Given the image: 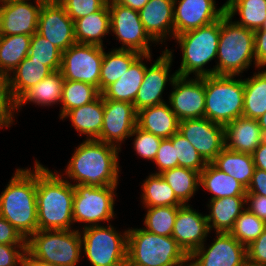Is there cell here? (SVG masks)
<instances>
[{
    "label": "cell",
    "instance_id": "cell-1",
    "mask_svg": "<svg viewBox=\"0 0 266 266\" xmlns=\"http://www.w3.org/2000/svg\"><path fill=\"white\" fill-rule=\"evenodd\" d=\"M54 173L37 161L38 230H71L74 185L57 171Z\"/></svg>",
    "mask_w": 266,
    "mask_h": 266
},
{
    "label": "cell",
    "instance_id": "cell-2",
    "mask_svg": "<svg viewBox=\"0 0 266 266\" xmlns=\"http://www.w3.org/2000/svg\"><path fill=\"white\" fill-rule=\"evenodd\" d=\"M75 148L65 170L66 179L76 182L73 185H119L121 149L98 140H85Z\"/></svg>",
    "mask_w": 266,
    "mask_h": 266
},
{
    "label": "cell",
    "instance_id": "cell-3",
    "mask_svg": "<svg viewBox=\"0 0 266 266\" xmlns=\"http://www.w3.org/2000/svg\"><path fill=\"white\" fill-rule=\"evenodd\" d=\"M14 173L0 194V216L27 240L38 230L37 160L34 170L18 168Z\"/></svg>",
    "mask_w": 266,
    "mask_h": 266
},
{
    "label": "cell",
    "instance_id": "cell-4",
    "mask_svg": "<svg viewBox=\"0 0 266 266\" xmlns=\"http://www.w3.org/2000/svg\"><path fill=\"white\" fill-rule=\"evenodd\" d=\"M126 266H188L189 256L172 236L128 229Z\"/></svg>",
    "mask_w": 266,
    "mask_h": 266
},
{
    "label": "cell",
    "instance_id": "cell-5",
    "mask_svg": "<svg viewBox=\"0 0 266 266\" xmlns=\"http://www.w3.org/2000/svg\"><path fill=\"white\" fill-rule=\"evenodd\" d=\"M218 62L213 67L214 75L239 76L253 64L256 67L254 53V31L236 22L225 13L220 18V37L218 44Z\"/></svg>",
    "mask_w": 266,
    "mask_h": 266
},
{
    "label": "cell",
    "instance_id": "cell-6",
    "mask_svg": "<svg viewBox=\"0 0 266 266\" xmlns=\"http://www.w3.org/2000/svg\"><path fill=\"white\" fill-rule=\"evenodd\" d=\"M220 37V19L193 30L174 36L182 51V62L176 70L177 76L195 77L214 75V69L204 66L217 57Z\"/></svg>",
    "mask_w": 266,
    "mask_h": 266
},
{
    "label": "cell",
    "instance_id": "cell-7",
    "mask_svg": "<svg viewBox=\"0 0 266 266\" xmlns=\"http://www.w3.org/2000/svg\"><path fill=\"white\" fill-rule=\"evenodd\" d=\"M26 252L34 259L55 266H76L82 253L77 230H37L26 240Z\"/></svg>",
    "mask_w": 266,
    "mask_h": 266
},
{
    "label": "cell",
    "instance_id": "cell-8",
    "mask_svg": "<svg viewBox=\"0 0 266 266\" xmlns=\"http://www.w3.org/2000/svg\"><path fill=\"white\" fill-rule=\"evenodd\" d=\"M235 77L229 75L204 76L205 118L225 126L243 116V79L236 80Z\"/></svg>",
    "mask_w": 266,
    "mask_h": 266
},
{
    "label": "cell",
    "instance_id": "cell-9",
    "mask_svg": "<svg viewBox=\"0 0 266 266\" xmlns=\"http://www.w3.org/2000/svg\"><path fill=\"white\" fill-rule=\"evenodd\" d=\"M81 230L82 249L92 266L127 265V230L120 234L111 224L89 226Z\"/></svg>",
    "mask_w": 266,
    "mask_h": 266
},
{
    "label": "cell",
    "instance_id": "cell-10",
    "mask_svg": "<svg viewBox=\"0 0 266 266\" xmlns=\"http://www.w3.org/2000/svg\"><path fill=\"white\" fill-rule=\"evenodd\" d=\"M117 187L74 185V223H84L83 228H86L101 225V221H112L115 217L114 204Z\"/></svg>",
    "mask_w": 266,
    "mask_h": 266
},
{
    "label": "cell",
    "instance_id": "cell-11",
    "mask_svg": "<svg viewBox=\"0 0 266 266\" xmlns=\"http://www.w3.org/2000/svg\"><path fill=\"white\" fill-rule=\"evenodd\" d=\"M104 47L74 43L62 52L60 71L65 80L85 82L100 92V71Z\"/></svg>",
    "mask_w": 266,
    "mask_h": 266
},
{
    "label": "cell",
    "instance_id": "cell-12",
    "mask_svg": "<svg viewBox=\"0 0 266 266\" xmlns=\"http://www.w3.org/2000/svg\"><path fill=\"white\" fill-rule=\"evenodd\" d=\"M110 30L122 44L119 49L134 50L141 54H151V42L137 10L123 6L115 0H108Z\"/></svg>",
    "mask_w": 266,
    "mask_h": 266
},
{
    "label": "cell",
    "instance_id": "cell-13",
    "mask_svg": "<svg viewBox=\"0 0 266 266\" xmlns=\"http://www.w3.org/2000/svg\"><path fill=\"white\" fill-rule=\"evenodd\" d=\"M202 244L188 258V266H244L247 247L230 233L216 232L213 243Z\"/></svg>",
    "mask_w": 266,
    "mask_h": 266
},
{
    "label": "cell",
    "instance_id": "cell-14",
    "mask_svg": "<svg viewBox=\"0 0 266 266\" xmlns=\"http://www.w3.org/2000/svg\"><path fill=\"white\" fill-rule=\"evenodd\" d=\"M178 132L193 145L206 163H211L225 147L224 125L205 117L179 121Z\"/></svg>",
    "mask_w": 266,
    "mask_h": 266
},
{
    "label": "cell",
    "instance_id": "cell-15",
    "mask_svg": "<svg viewBox=\"0 0 266 266\" xmlns=\"http://www.w3.org/2000/svg\"><path fill=\"white\" fill-rule=\"evenodd\" d=\"M170 50L165 48L150 68L146 66L143 82L133 103L136 111L165 102L162 94L166 84L168 81L172 84L177 77L176 72L169 74L173 62V52Z\"/></svg>",
    "mask_w": 266,
    "mask_h": 266
},
{
    "label": "cell",
    "instance_id": "cell-16",
    "mask_svg": "<svg viewBox=\"0 0 266 266\" xmlns=\"http://www.w3.org/2000/svg\"><path fill=\"white\" fill-rule=\"evenodd\" d=\"M171 86L169 103L179 121L205 117L204 76L194 79L177 76Z\"/></svg>",
    "mask_w": 266,
    "mask_h": 266
},
{
    "label": "cell",
    "instance_id": "cell-17",
    "mask_svg": "<svg viewBox=\"0 0 266 266\" xmlns=\"http://www.w3.org/2000/svg\"><path fill=\"white\" fill-rule=\"evenodd\" d=\"M37 32L61 52L76 43L74 21L57 0L43 2Z\"/></svg>",
    "mask_w": 266,
    "mask_h": 266
},
{
    "label": "cell",
    "instance_id": "cell-18",
    "mask_svg": "<svg viewBox=\"0 0 266 266\" xmlns=\"http://www.w3.org/2000/svg\"><path fill=\"white\" fill-rule=\"evenodd\" d=\"M104 115L99 141L121 148L137 126L134 104L103 99Z\"/></svg>",
    "mask_w": 266,
    "mask_h": 266
},
{
    "label": "cell",
    "instance_id": "cell-19",
    "mask_svg": "<svg viewBox=\"0 0 266 266\" xmlns=\"http://www.w3.org/2000/svg\"><path fill=\"white\" fill-rule=\"evenodd\" d=\"M0 0V36L34 35L43 2L35 0Z\"/></svg>",
    "mask_w": 266,
    "mask_h": 266
},
{
    "label": "cell",
    "instance_id": "cell-20",
    "mask_svg": "<svg viewBox=\"0 0 266 266\" xmlns=\"http://www.w3.org/2000/svg\"><path fill=\"white\" fill-rule=\"evenodd\" d=\"M224 14L225 4L217 9L215 0H174V36L211 24Z\"/></svg>",
    "mask_w": 266,
    "mask_h": 266
},
{
    "label": "cell",
    "instance_id": "cell-21",
    "mask_svg": "<svg viewBox=\"0 0 266 266\" xmlns=\"http://www.w3.org/2000/svg\"><path fill=\"white\" fill-rule=\"evenodd\" d=\"M209 233L206 215L190 207V204L178 209L172 237L188 256L206 242Z\"/></svg>",
    "mask_w": 266,
    "mask_h": 266
},
{
    "label": "cell",
    "instance_id": "cell-22",
    "mask_svg": "<svg viewBox=\"0 0 266 266\" xmlns=\"http://www.w3.org/2000/svg\"><path fill=\"white\" fill-rule=\"evenodd\" d=\"M138 13L155 44H162L169 36L174 38V0H149Z\"/></svg>",
    "mask_w": 266,
    "mask_h": 266
},
{
    "label": "cell",
    "instance_id": "cell-23",
    "mask_svg": "<svg viewBox=\"0 0 266 266\" xmlns=\"http://www.w3.org/2000/svg\"><path fill=\"white\" fill-rule=\"evenodd\" d=\"M65 79L60 70L53 71L36 85L26 89L11 105L10 115L14 122L15 111H19L22 106L28 102L36 105L52 106L53 104H61L63 84Z\"/></svg>",
    "mask_w": 266,
    "mask_h": 266
},
{
    "label": "cell",
    "instance_id": "cell-24",
    "mask_svg": "<svg viewBox=\"0 0 266 266\" xmlns=\"http://www.w3.org/2000/svg\"><path fill=\"white\" fill-rule=\"evenodd\" d=\"M225 147L231 151L252 154L266 138L256 119L241 116L226 124Z\"/></svg>",
    "mask_w": 266,
    "mask_h": 266
},
{
    "label": "cell",
    "instance_id": "cell-25",
    "mask_svg": "<svg viewBox=\"0 0 266 266\" xmlns=\"http://www.w3.org/2000/svg\"><path fill=\"white\" fill-rule=\"evenodd\" d=\"M52 71L27 56L4 81L6 100L11 105L26 89L36 85Z\"/></svg>",
    "mask_w": 266,
    "mask_h": 266
},
{
    "label": "cell",
    "instance_id": "cell-26",
    "mask_svg": "<svg viewBox=\"0 0 266 266\" xmlns=\"http://www.w3.org/2000/svg\"><path fill=\"white\" fill-rule=\"evenodd\" d=\"M151 55L141 54L120 79L107 86L101 92L103 99L133 104L145 75L146 64L143 60L150 61Z\"/></svg>",
    "mask_w": 266,
    "mask_h": 266
},
{
    "label": "cell",
    "instance_id": "cell-27",
    "mask_svg": "<svg viewBox=\"0 0 266 266\" xmlns=\"http://www.w3.org/2000/svg\"><path fill=\"white\" fill-rule=\"evenodd\" d=\"M137 126L162 139L178 132L179 120L166 103L157 104L137 111Z\"/></svg>",
    "mask_w": 266,
    "mask_h": 266
},
{
    "label": "cell",
    "instance_id": "cell-28",
    "mask_svg": "<svg viewBox=\"0 0 266 266\" xmlns=\"http://www.w3.org/2000/svg\"><path fill=\"white\" fill-rule=\"evenodd\" d=\"M209 214L206 215L210 232L214 228L216 232L229 233L236 219L246 209V196L223 197L209 199Z\"/></svg>",
    "mask_w": 266,
    "mask_h": 266
},
{
    "label": "cell",
    "instance_id": "cell-29",
    "mask_svg": "<svg viewBox=\"0 0 266 266\" xmlns=\"http://www.w3.org/2000/svg\"><path fill=\"white\" fill-rule=\"evenodd\" d=\"M103 97L100 94L94 101L71 109L66 112L60 119L70 118L72 127L79 132V136L86 135V140H98L103 125Z\"/></svg>",
    "mask_w": 266,
    "mask_h": 266
},
{
    "label": "cell",
    "instance_id": "cell-30",
    "mask_svg": "<svg viewBox=\"0 0 266 266\" xmlns=\"http://www.w3.org/2000/svg\"><path fill=\"white\" fill-rule=\"evenodd\" d=\"M108 3L99 11L74 21L76 43L103 46V37L110 31Z\"/></svg>",
    "mask_w": 266,
    "mask_h": 266
},
{
    "label": "cell",
    "instance_id": "cell-31",
    "mask_svg": "<svg viewBox=\"0 0 266 266\" xmlns=\"http://www.w3.org/2000/svg\"><path fill=\"white\" fill-rule=\"evenodd\" d=\"M200 186L211 193L210 199L246 196L247 188L227 173L207 163L200 173Z\"/></svg>",
    "mask_w": 266,
    "mask_h": 266
},
{
    "label": "cell",
    "instance_id": "cell-32",
    "mask_svg": "<svg viewBox=\"0 0 266 266\" xmlns=\"http://www.w3.org/2000/svg\"><path fill=\"white\" fill-rule=\"evenodd\" d=\"M217 169L235 178L246 188L255 171L252 154L231 151L224 147L211 162Z\"/></svg>",
    "mask_w": 266,
    "mask_h": 266
},
{
    "label": "cell",
    "instance_id": "cell-33",
    "mask_svg": "<svg viewBox=\"0 0 266 266\" xmlns=\"http://www.w3.org/2000/svg\"><path fill=\"white\" fill-rule=\"evenodd\" d=\"M30 35L0 36V80L4 81L28 56Z\"/></svg>",
    "mask_w": 266,
    "mask_h": 266
},
{
    "label": "cell",
    "instance_id": "cell-34",
    "mask_svg": "<svg viewBox=\"0 0 266 266\" xmlns=\"http://www.w3.org/2000/svg\"><path fill=\"white\" fill-rule=\"evenodd\" d=\"M140 55L141 53L137 51L117 47L108 53L104 51L100 71V93L107 86L120 79Z\"/></svg>",
    "mask_w": 266,
    "mask_h": 266
},
{
    "label": "cell",
    "instance_id": "cell-35",
    "mask_svg": "<svg viewBox=\"0 0 266 266\" xmlns=\"http://www.w3.org/2000/svg\"><path fill=\"white\" fill-rule=\"evenodd\" d=\"M225 13L233 19L238 12L240 20L234 21L249 30L261 29L266 21V0H227Z\"/></svg>",
    "mask_w": 266,
    "mask_h": 266
},
{
    "label": "cell",
    "instance_id": "cell-36",
    "mask_svg": "<svg viewBox=\"0 0 266 266\" xmlns=\"http://www.w3.org/2000/svg\"><path fill=\"white\" fill-rule=\"evenodd\" d=\"M243 84V116L257 120L266 112V70L254 72L252 77L243 80Z\"/></svg>",
    "mask_w": 266,
    "mask_h": 266
},
{
    "label": "cell",
    "instance_id": "cell-37",
    "mask_svg": "<svg viewBox=\"0 0 266 266\" xmlns=\"http://www.w3.org/2000/svg\"><path fill=\"white\" fill-rule=\"evenodd\" d=\"M160 175L183 205H188V201L200 187V173L190 168L178 166L165 170Z\"/></svg>",
    "mask_w": 266,
    "mask_h": 266
},
{
    "label": "cell",
    "instance_id": "cell-38",
    "mask_svg": "<svg viewBox=\"0 0 266 266\" xmlns=\"http://www.w3.org/2000/svg\"><path fill=\"white\" fill-rule=\"evenodd\" d=\"M142 191L141 202L144 208L183 206L160 174L151 173L142 183Z\"/></svg>",
    "mask_w": 266,
    "mask_h": 266
},
{
    "label": "cell",
    "instance_id": "cell-39",
    "mask_svg": "<svg viewBox=\"0 0 266 266\" xmlns=\"http://www.w3.org/2000/svg\"><path fill=\"white\" fill-rule=\"evenodd\" d=\"M101 93L96 87L85 82L65 80L61 99L60 118L71 109L94 101Z\"/></svg>",
    "mask_w": 266,
    "mask_h": 266
},
{
    "label": "cell",
    "instance_id": "cell-40",
    "mask_svg": "<svg viewBox=\"0 0 266 266\" xmlns=\"http://www.w3.org/2000/svg\"><path fill=\"white\" fill-rule=\"evenodd\" d=\"M180 207L163 206L146 208L147 213L143 221L145 225L143 229L161 236H172L175 218Z\"/></svg>",
    "mask_w": 266,
    "mask_h": 266
},
{
    "label": "cell",
    "instance_id": "cell-41",
    "mask_svg": "<svg viewBox=\"0 0 266 266\" xmlns=\"http://www.w3.org/2000/svg\"><path fill=\"white\" fill-rule=\"evenodd\" d=\"M28 57L41 62L52 72L60 70L62 52L38 32L32 35Z\"/></svg>",
    "mask_w": 266,
    "mask_h": 266
},
{
    "label": "cell",
    "instance_id": "cell-42",
    "mask_svg": "<svg viewBox=\"0 0 266 266\" xmlns=\"http://www.w3.org/2000/svg\"><path fill=\"white\" fill-rule=\"evenodd\" d=\"M266 229V222L245 209L236 219L233 229L229 232L244 246L250 245Z\"/></svg>",
    "mask_w": 266,
    "mask_h": 266
},
{
    "label": "cell",
    "instance_id": "cell-43",
    "mask_svg": "<svg viewBox=\"0 0 266 266\" xmlns=\"http://www.w3.org/2000/svg\"><path fill=\"white\" fill-rule=\"evenodd\" d=\"M175 148L178 166L193 169L201 173L206 166V162L199 155L193 145L184 138L179 132L173 134L170 138Z\"/></svg>",
    "mask_w": 266,
    "mask_h": 266
},
{
    "label": "cell",
    "instance_id": "cell-44",
    "mask_svg": "<svg viewBox=\"0 0 266 266\" xmlns=\"http://www.w3.org/2000/svg\"><path fill=\"white\" fill-rule=\"evenodd\" d=\"M135 136L133 139V148L140 157L146 160L154 161L159 149V145L162 138L157 137L150 132L144 131L143 129L136 126L132 131L130 137Z\"/></svg>",
    "mask_w": 266,
    "mask_h": 266
},
{
    "label": "cell",
    "instance_id": "cell-45",
    "mask_svg": "<svg viewBox=\"0 0 266 266\" xmlns=\"http://www.w3.org/2000/svg\"><path fill=\"white\" fill-rule=\"evenodd\" d=\"M73 21L102 9L108 0H57Z\"/></svg>",
    "mask_w": 266,
    "mask_h": 266
},
{
    "label": "cell",
    "instance_id": "cell-46",
    "mask_svg": "<svg viewBox=\"0 0 266 266\" xmlns=\"http://www.w3.org/2000/svg\"><path fill=\"white\" fill-rule=\"evenodd\" d=\"M153 162L159 169L158 172H155V174H161L165 170L178 167V159L176 158L175 148L169 138L162 139L156 158Z\"/></svg>",
    "mask_w": 266,
    "mask_h": 266
},
{
    "label": "cell",
    "instance_id": "cell-47",
    "mask_svg": "<svg viewBox=\"0 0 266 266\" xmlns=\"http://www.w3.org/2000/svg\"><path fill=\"white\" fill-rule=\"evenodd\" d=\"M26 245L0 244V266H22Z\"/></svg>",
    "mask_w": 266,
    "mask_h": 266
},
{
    "label": "cell",
    "instance_id": "cell-48",
    "mask_svg": "<svg viewBox=\"0 0 266 266\" xmlns=\"http://www.w3.org/2000/svg\"><path fill=\"white\" fill-rule=\"evenodd\" d=\"M247 263L254 266H266V229L247 246Z\"/></svg>",
    "mask_w": 266,
    "mask_h": 266
},
{
    "label": "cell",
    "instance_id": "cell-49",
    "mask_svg": "<svg viewBox=\"0 0 266 266\" xmlns=\"http://www.w3.org/2000/svg\"><path fill=\"white\" fill-rule=\"evenodd\" d=\"M0 244L26 245V239L2 216H0Z\"/></svg>",
    "mask_w": 266,
    "mask_h": 266
},
{
    "label": "cell",
    "instance_id": "cell-50",
    "mask_svg": "<svg viewBox=\"0 0 266 266\" xmlns=\"http://www.w3.org/2000/svg\"><path fill=\"white\" fill-rule=\"evenodd\" d=\"M254 53L256 68L260 70L266 66V29L254 31Z\"/></svg>",
    "mask_w": 266,
    "mask_h": 266
},
{
    "label": "cell",
    "instance_id": "cell-51",
    "mask_svg": "<svg viewBox=\"0 0 266 266\" xmlns=\"http://www.w3.org/2000/svg\"><path fill=\"white\" fill-rule=\"evenodd\" d=\"M246 209L266 222V197L258 194H246Z\"/></svg>",
    "mask_w": 266,
    "mask_h": 266
},
{
    "label": "cell",
    "instance_id": "cell-52",
    "mask_svg": "<svg viewBox=\"0 0 266 266\" xmlns=\"http://www.w3.org/2000/svg\"><path fill=\"white\" fill-rule=\"evenodd\" d=\"M247 194H258L266 197V171L255 168Z\"/></svg>",
    "mask_w": 266,
    "mask_h": 266
},
{
    "label": "cell",
    "instance_id": "cell-53",
    "mask_svg": "<svg viewBox=\"0 0 266 266\" xmlns=\"http://www.w3.org/2000/svg\"><path fill=\"white\" fill-rule=\"evenodd\" d=\"M12 123L10 105L6 100L3 81L0 80V128H8Z\"/></svg>",
    "mask_w": 266,
    "mask_h": 266
},
{
    "label": "cell",
    "instance_id": "cell-54",
    "mask_svg": "<svg viewBox=\"0 0 266 266\" xmlns=\"http://www.w3.org/2000/svg\"><path fill=\"white\" fill-rule=\"evenodd\" d=\"M252 157L255 167L266 171V138L254 150Z\"/></svg>",
    "mask_w": 266,
    "mask_h": 266
},
{
    "label": "cell",
    "instance_id": "cell-55",
    "mask_svg": "<svg viewBox=\"0 0 266 266\" xmlns=\"http://www.w3.org/2000/svg\"><path fill=\"white\" fill-rule=\"evenodd\" d=\"M117 3L133 10H141L149 0H115Z\"/></svg>",
    "mask_w": 266,
    "mask_h": 266
},
{
    "label": "cell",
    "instance_id": "cell-56",
    "mask_svg": "<svg viewBox=\"0 0 266 266\" xmlns=\"http://www.w3.org/2000/svg\"><path fill=\"white\" fill-rule=\"evenodd\" d=\"M22 266H55L52 264H47L44 262H41L37 259L31 258L27 253L24 256L23 262H22Z\"/></svg>",
    "mask_w": 266,
    "mask_h": 266
},
{
    "label": "cell",
    "instance_id": "cell-57",
    "mask_svg": "<svg viewBox=\"0 0 266 266\" xmlns=\"http://www.w3.org/2000/svg\"><path fill=\"white\" fill-rule=\"evenodd\" d=\"M257 122L262 129L263 135L266 137V112L257 119Z\"/></svg>",
    "mask_w": 266,
    "mask_h": 266
},
{
    "label": "cell",
    "instance_id": "cell-58",
    "mask_svg": "<svg viewBox=\"0 0 266 266\" xmlns=\"http://www.w3.org/2000/svg\"><path fill=\"white\" fill-rule=\"evenodd\" d=\"M261 29H266V21H265V23H264V25L262 26Z\"/></svg>",
    "mask_w": 266,
    "mask_h": 266
},
{
    "label": "cell",
    "instance_id": "cell-59",
    "mask_svg": "<svg viewBox=\"0 0 266 266\" xmlns=\"http://www.w3.org/2000/svg\"><path fill=\"white\" fill-rule=\"evenodd\" d=\"M37 1L47 2V1H51V0H37Z\"/></svg>",
    "mask_w": 266,
    "mask_h": 266
},
{
    "label": "cell",
    "instance_id": "cell-60",
    "mask_svg": "<svg viewBox=\"0 0 266 266\" xmlns=\"http://www.w3.org/2000/svg\"><path fill=\"white\" fill-rule=\"evenodd\" d=\"M244 266H254V265H251V264H249V263H246Z\"/></svg>",
    "mask_w": 266,
    "mask_h": 266
}]
</instances>
